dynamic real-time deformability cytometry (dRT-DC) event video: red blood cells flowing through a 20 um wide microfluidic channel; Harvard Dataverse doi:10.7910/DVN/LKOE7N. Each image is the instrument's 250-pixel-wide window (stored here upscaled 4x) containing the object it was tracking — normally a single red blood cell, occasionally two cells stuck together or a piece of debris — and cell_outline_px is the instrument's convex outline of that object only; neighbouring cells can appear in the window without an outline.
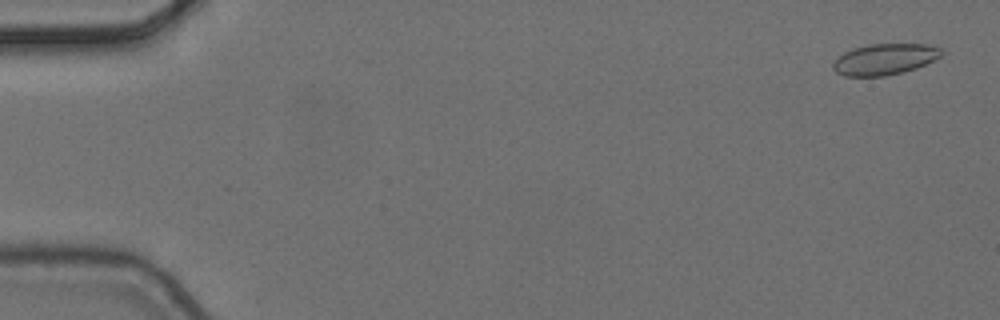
{"species": "common noctule bat (a hibernating species)", "species_latin": "Nyctalus noctula", "temperature_condition": "cold", "stored_images_in_passage": 5, "camera_frame_rate_fps": 3000, "um_per_image_px": 0.085, "animal": {"sex": "female", "body_mass_g": 24.6, "forearm_length_mm": 56.2}, "frame": {"image": 1, "passage_image": 1, "time_ms": 0.0, "image_size_px": [1000, 320], "cell_outline_px": [[944, 52], [940, 56], [916, 68], [884, 76], [844, 76], [836, 72], [832, 68], [832, 64], [844, 52], [852, 48], [868, 44], [924, 44], [940, 48]], "centroid_in_image_um": [75.16, 5.03], "position_along_channel_um": 9.8, "area_um2": 19.42}}
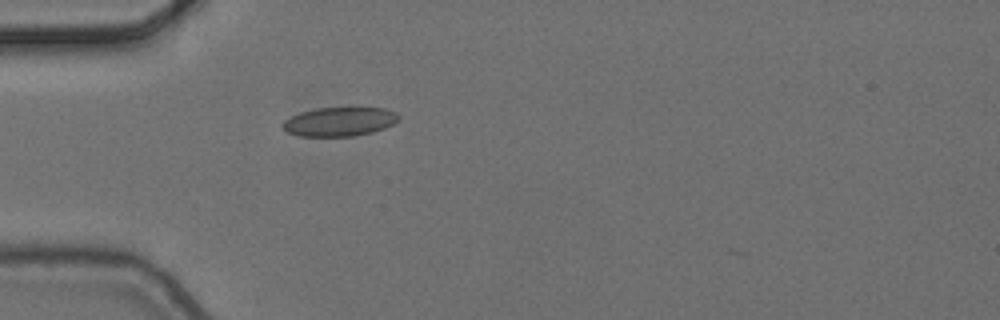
{"frame": {"image": 2, "passage_image": 5, "time_ms": 1.333, "image_size_px": [1000, 320], "cell_outline_px": [[400, 120], [384, 128], [372, 132], [352, 136], [300, 136], [288, 132], [280, 124], [284, 120], [300, 112], [316, 108], [384, 108], [396, 112], [400, 116]], "centroid_in_image_um": [28.86, 10.34], "position_along_channel_um": 56.1, "area_um2": 19.54}}